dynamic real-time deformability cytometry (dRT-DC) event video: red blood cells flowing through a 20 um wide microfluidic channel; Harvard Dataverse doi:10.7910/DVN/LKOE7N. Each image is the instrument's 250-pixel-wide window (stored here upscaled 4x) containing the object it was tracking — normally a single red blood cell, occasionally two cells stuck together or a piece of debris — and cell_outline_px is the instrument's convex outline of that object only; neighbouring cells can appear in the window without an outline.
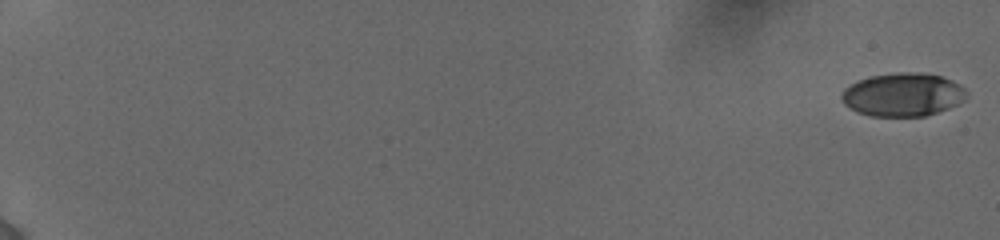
{"species": "human", "species_latin": "Homo sapiens", "temperature_condition": "cold", "stored_images_in_passage": 41, "camera_frame_rate_fps": 3000, "um_per_image_px": 0.085, "donor": {"sex": "female"}, "frame": {"image": 1, "passage_image": 1, "time_ms": 0.0, "image_size_px": [1000, 240], "cell_outline_px": [[968, 92], [964, 100], [948, 108], [924, 116], [872, 116], [856, 112], [844, 104], [840, 96], [844, 88], [860, 80], [872, 76], [900, 72], [908, 72], [940, 76], [952, 80], [960, 84]], "centroid_in_image_um": [76.73, 8.05], "position_along_channel_um": 8.3, "area_um2": 31.27}}
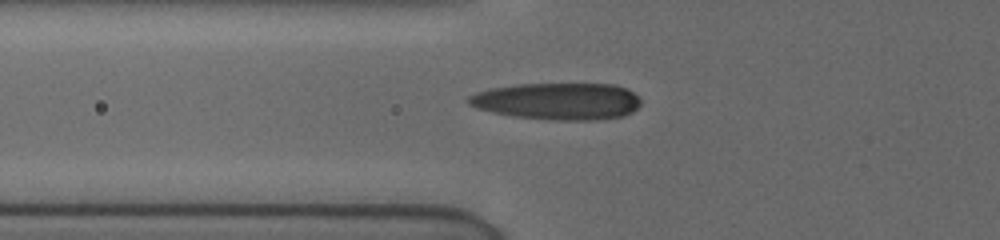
{"frame": {"image": 2, "passage_image": 22, "time_ms": 7.667, "image_size_px": [1000, 240], "cell_outline_px": [[640, 104], [632, 112], [624, 116], [596, 120], [548, 120], [516, 116], [492, 112], [476, 108], [468, 104], [464, 100], [468, 96], [476, 92], [492, 88], [516, 84], [616, 84], [628, 88], [640, 100]], "centroid_in_image_um": [47.38, 8.6], "position_along_channel_um": 78.4, "area_um2": 37.28}}
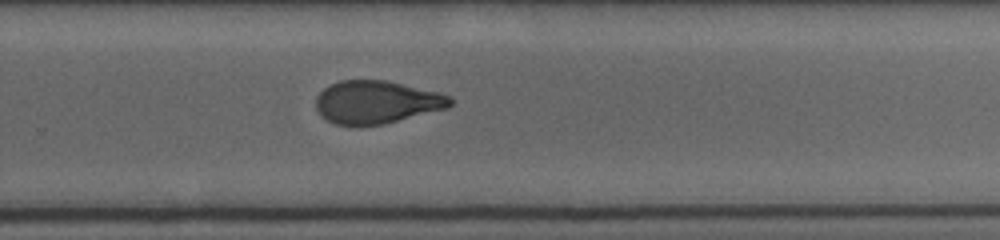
{"frame": {"image": 3, "passage_image": 40, "time_ms": 13.333, "image_size_px": [1000, 240], "cell_outline_px": [[452, 104], [448, 108], [384, 124], [360, 128], [352, 128], [336, 124], [320, 116], [316, 108], [316, 96], [324, 88], [340, 80], [388, 80], [440, 92], [452, 96]], "centroid_in_image_um": [32.01, 8.71], "position_along_channel_um": 297.8, "area_um2": 34.39}}